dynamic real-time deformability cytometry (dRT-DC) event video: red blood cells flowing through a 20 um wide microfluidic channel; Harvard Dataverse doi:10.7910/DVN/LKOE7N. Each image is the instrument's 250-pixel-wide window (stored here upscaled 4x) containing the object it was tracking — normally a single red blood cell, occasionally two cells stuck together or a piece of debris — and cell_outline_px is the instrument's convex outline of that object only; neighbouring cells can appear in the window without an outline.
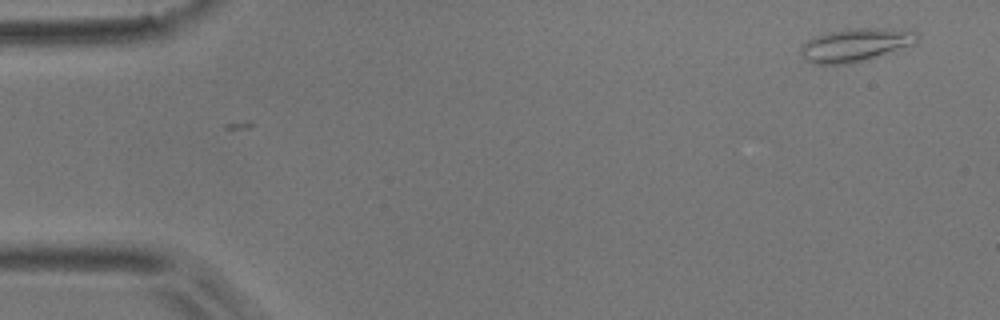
{"species": "common noctule bat (a hibernating species)", "species_latin": "Nyctalus noctula", "temperature_condition": "room temperature", "stored_images_in_passage": 2, "camera_frame_rate_fps": 3000, "um_per_image_px": 0.085, "animal": {"sex": "male", "body_mass_g": 17.9}, "frame": {"image": 1, "passage_image": 2, "time_ms": 0.333, "image_size_px": [1000, 320], "cell_outline_px": [[916, 40], [896, 52], [868, 60], [844, 64], [812, 64], [804, 60], [800, 56], [800, 48], [808, 40], [816, 36], [832, 32], [856, 28], [880, 28], [916, 32]], "centroid_in_image_um": [72.66, 3.86], "position_along_channel_um": 12.3, "area_um2": 22.25}}